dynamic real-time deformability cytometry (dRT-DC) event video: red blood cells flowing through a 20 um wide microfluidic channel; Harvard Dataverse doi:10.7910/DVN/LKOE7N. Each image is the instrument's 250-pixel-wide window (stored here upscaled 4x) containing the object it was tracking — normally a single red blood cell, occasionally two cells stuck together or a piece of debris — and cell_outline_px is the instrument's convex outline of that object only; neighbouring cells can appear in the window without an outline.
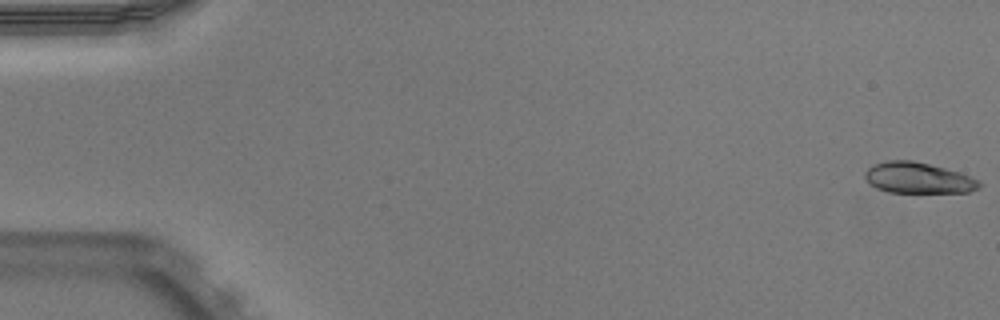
{"species": "Egyptian fruit bat (a non-hibernating species)", "species_latin": "Rousettus aegyptiacus", "temperature_condition": "warm", "stored_images_in_passage": 52, "camera_frame_rate_fps": 3000, "um_per_image_px": 0.085, "animal": {"sex": "male"}, "frame": {"image": 1, "passage_image": 1, "time_ms": 0.0, "image_size_px": [1000, 320], "cell_outline_px": [[980, 188], [968, 192], [888, 192], [876, 188], [868, 184], [864, 176], [864, 172], [872, 164], [888, 160], [912, 160], [960, 172], [980, 180]], "centroid_in_image_um": [78.01, 15.12], "position_along_channel_um": 7.0, "area_um2": 20.69}}
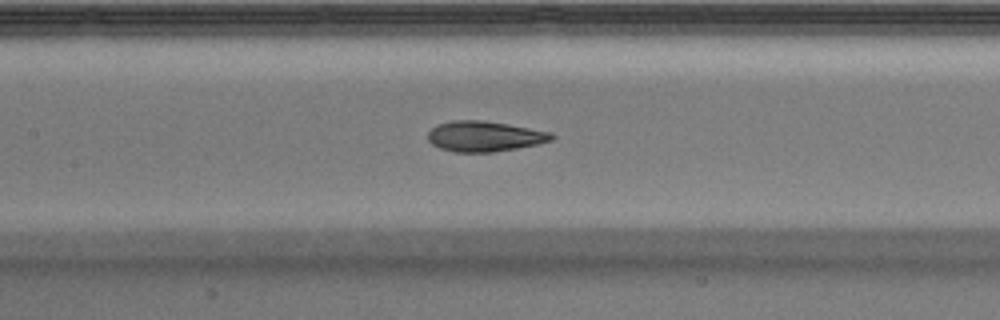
{"frame": {"image": 2, "passage_image": 25, "time_ms": 8.0, "image_size_px": [1000, 320], "cell_outline_px": [[556, 136], [552, 140], [536, 144], [516, 148], [492, 152], [456, 152], [440, 148], [432, 144], [428, 140], [428, 132], [436, 124], [452, 120], [484, 120], [508, 124], [552, 132]], "centroid_in_image_um": [41.17, 11.57], "position_along_channel_um": 166.2, "area_um2": 21.96}}
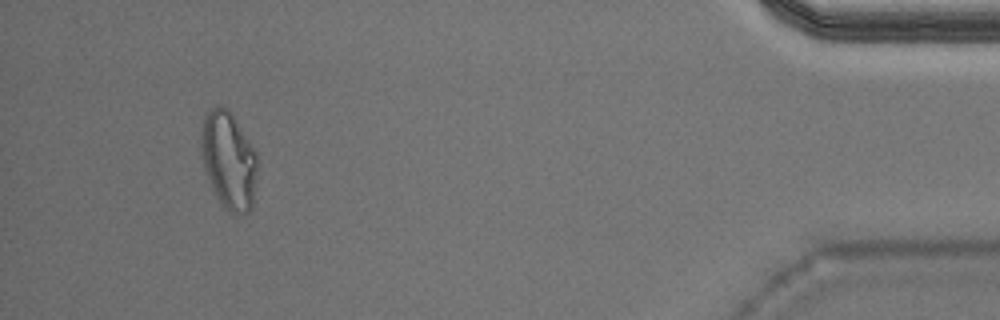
{"frame": {"image": 3, "passage_image": 49, "time_ms": 16.0, "image_size_px": [1000, 320], "cell_outline_px": [[256, 168], [252, 208], [244, 216], [236, 216], [228, 212], [216, 196], [212, 188], [204, 168], [200, 148], [200, 132], [204, 112], [216, 104], [220, 104], [232, 112], [256, 152]], "centroid_in_image_um": [19.4, 13.59], "position_along_channel_um": 415.8, "area_um2": 32.48}, "authors_computed_cell_mechanics": {"area_um2": 22.1663, "velocity_mm_per_s": 3.9196, "shape_relaxation_time_tau1_ms": 4.3588, "shape_relaxation_time_tau2_ms": 1.5956, "deformation_change_tau1": 0.157, "deformation_change_tau2": 0.0848}}